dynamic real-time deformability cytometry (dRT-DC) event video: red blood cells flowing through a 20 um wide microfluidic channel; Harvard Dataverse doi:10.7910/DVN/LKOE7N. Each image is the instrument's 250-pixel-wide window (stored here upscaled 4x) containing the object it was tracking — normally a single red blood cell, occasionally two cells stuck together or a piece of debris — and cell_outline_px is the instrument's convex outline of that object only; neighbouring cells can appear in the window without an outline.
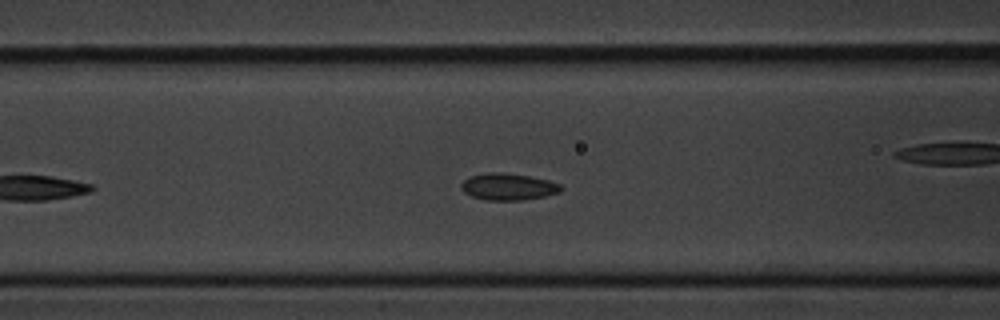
{"species": "common noctule bat (a hibernating species)", "species_latin": "Nyctalus noctula", "temperature_condition": "cold", "stored_images_in_passage": 17, "camera_frame_rate_fps": 3000, "um_per_image_px": 0.085, "animal": {"sex": "male", "body_mass_g": 20.1, "forearm_length_mm": 53.5}, "frame": {"image": 1, "passage_image": 12, "time_ms": 3.667, "image_size_px": [1000, 320], "cell_outline_px": [[564, 188], [560, 192], [544, 196], [520, 200], [484, 200], [472, 196], [464, 192], [460, 188], [460, 184], [468, 176], [488, 172], [496, 172], [528, 176], [548, 180], [560, 184]], "centroid_in_image_um": [43.17, 15.87], "position_along_channel_um": 123.4, "area_um2": 15.55}}